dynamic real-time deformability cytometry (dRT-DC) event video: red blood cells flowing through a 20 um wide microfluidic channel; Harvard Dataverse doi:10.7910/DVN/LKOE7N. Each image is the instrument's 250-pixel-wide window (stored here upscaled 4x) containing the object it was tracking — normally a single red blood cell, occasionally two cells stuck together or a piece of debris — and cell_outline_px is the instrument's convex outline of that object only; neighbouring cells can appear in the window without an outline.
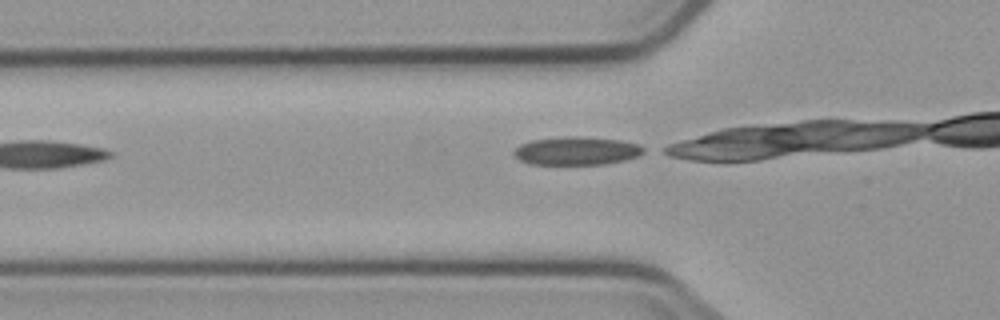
{"species": "common noctule bat (a hibernating species)", "species_latin": "Nyctalus noctula", "temperature_condition": "cold", "stored_images_in_passage": 6, "camera_frame_rate_fps": 3000, "um_per_image_px": 0.085, "animal": {"sex": "male", "body_mass_g": 23.1, "forearm_length_mm": 52.7}, "frame": {"image": 1, "passage_image": 3, "time_ms": 2.333, "image_size_px": [1000, 320], "cell_outline_px": [[648, 152], [640, 156], [624, 160], [604, 164], [528, 164], [520, 160], [512, 152], [520, 144], [532, 140], [564, 136], [580, 136], [620, 140], [640, 144], [648, 148]], "centroid_in_image_um": [49.09, 12.81], "position_along_channel_um": 76.7, "area_um2": 21.68}}